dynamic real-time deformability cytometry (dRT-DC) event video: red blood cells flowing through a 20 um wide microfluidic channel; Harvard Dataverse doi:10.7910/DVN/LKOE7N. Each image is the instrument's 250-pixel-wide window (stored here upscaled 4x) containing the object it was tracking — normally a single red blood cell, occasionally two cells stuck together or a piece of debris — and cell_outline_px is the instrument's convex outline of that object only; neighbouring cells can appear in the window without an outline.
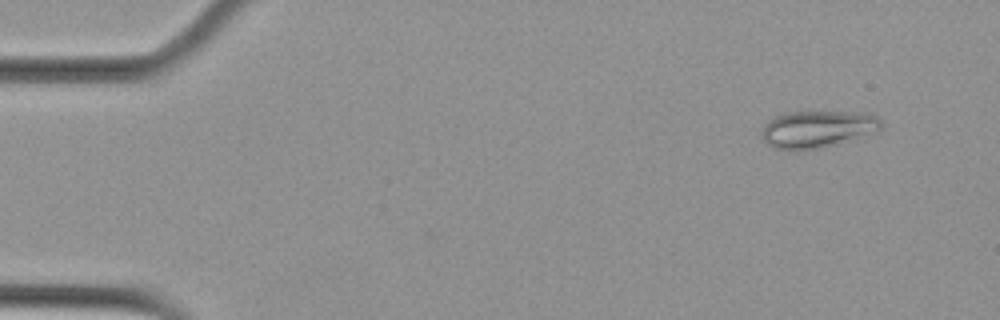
{"species": "Egyptian fruit bat (a non-hibernating species)", "species_latin": "Rousettus aegyptiacus", "temperature_condition": "cold", "stored_images_in_passage": 54, "camera_frame_rate_fps": 3000, "um_per_image_px": 0.085, "animal": {"sex": "female"}, "frame": {"image": 1, "passage_image": 5, "time_ms": 1.333, "image_size_px": [1000, 320], "cell_outline_px": [[880, 128], [876, 132], [836, 144], [816, 148], [772, 148], [764, 140], [760, 132], [760, 128], [768, 120], [784, 112], [864, 112], [876, 116], [880, 120]], "centroid_in_image_um": [69.45, 10.94], "position_along_channel_um": 15.5, "area_um2": 25.43}}
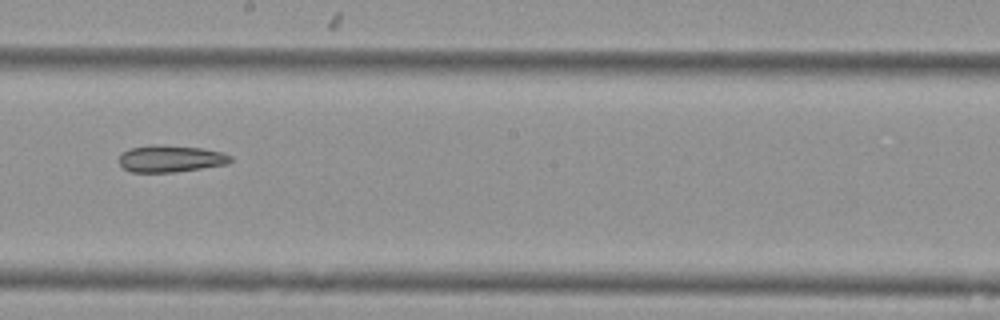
{"frame": {"image": 2, "passage_image": 31, "time_ms": 10.0, "image_size_px": [1000, 320], "cell_outline_px": [[232, 160], [228, 164], [176, 172], [132, 172], [124, 168], [120, 164], [120, 152], [128, 148], [156, 144], [160, 144], [204, 148], [224, 152], [232, 156]], "centroid_in_image_um": [14.52, 13.47], "position_along_channel_um": 233.7, "area_um2": 17.74}}
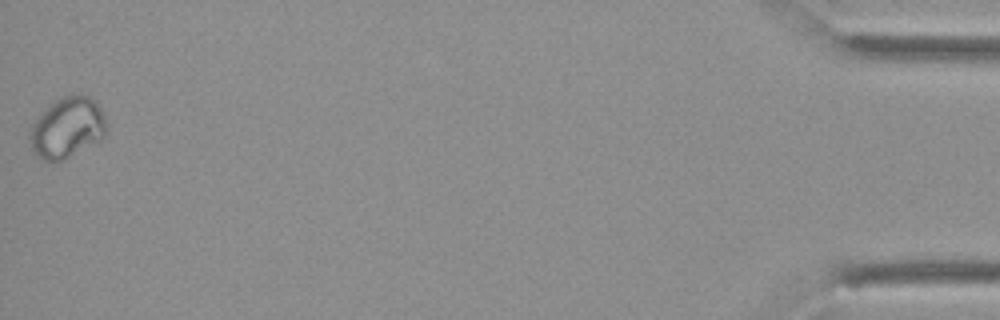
{"frame": {"image": 3, "passage_image": 54, "time_ms": 17.667, "image_size_px": [1000, 320], "cell_outline_px": [[108, 132], [104, 140], [60, 160], [44, 160], [36, 156], [32, 152], [28, 136], [28, 132], [32, 124], [40, 112], [52, 100], [68, 92], [80, 92], [96, 100], [104, 112], [108, 120]], "centroid_in_image_um": [5.75, 10.78], "position_along_channel_um": 429.4, "area_um2": 28.5}}